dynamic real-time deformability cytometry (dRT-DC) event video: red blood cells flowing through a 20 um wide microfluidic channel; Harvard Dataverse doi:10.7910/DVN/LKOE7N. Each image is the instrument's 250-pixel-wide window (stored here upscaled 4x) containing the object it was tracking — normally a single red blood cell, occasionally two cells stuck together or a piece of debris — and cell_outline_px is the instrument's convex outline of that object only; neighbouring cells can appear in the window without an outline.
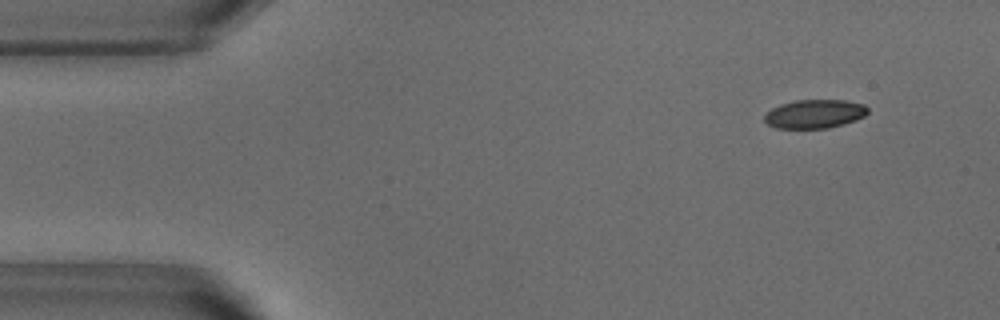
{"species": "common noctule bat (a hibernating species)", "species_latin": "Nyctalus noctula", "temperature_condition": "warm", "stored_images_in_passage": 52, "camera_frame_rate_fps": 3000, "um_per_image_px": 0.085, "animal": {"sex": "male", "body_mass_g": 18.8}, "frame": {"image": 1, "passage_image": 5, "time_ms": 1.333, "image_size_px": [1000, 320], "cell_outline_px": [[868, 112], [864, 116], [856, 120], [844, 124], [828, 128], [776, 128], [768, 124], [764, 120], [764, 116], [772, 108], [780, 104], [796, 100], [844, 100], [864, 104], [868, 108]], "centroid_in_image_um": [69.26, 9.68], "position_along_channel_um": 15.7, "area_um2": 17.28}}
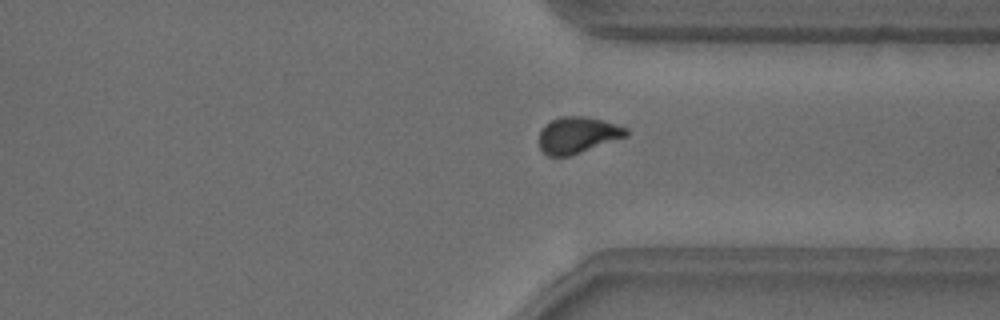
{"frame": {"image": 2, "passage_image": 39, "time_ms": 12.667, "image_size_px": [1000, 320], "cell_outline_px": [[628, 136], [568, 156], [548, 156], [540, 148], [540, 132], [544, 124], [560, 116], [584, 116], [616, 124], [628, 128]], "centroid_in_image_um": [49.1, 11.47], "position_along_channel_um": 362.3, "area_um2": 18.26}}
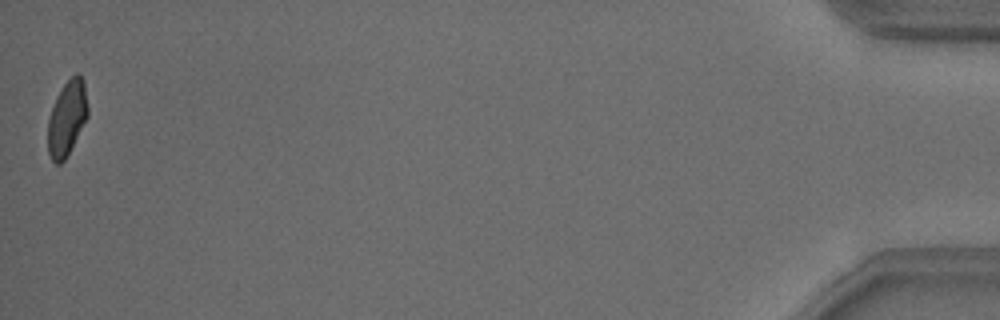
{"frame": {"image": 3, "passage_image": 52, "time_ms": 17.0, "image_size_px": [1000, 320], "cell_outline_px": [[88, 116], [64, 160], [60, 164], [56, 164], [52, 160], [48, 152], [48, 120], [56, 96], [64, 84], [76, 72], [84, 80], [88, 108]], "centroid_in_image_um": [5.69, 10.02], "position_along_channel_um": 429.5, "area_um2": 17.22}, "authors_computed_cell_mechanics": {"area_um2": 18.5538, "velocity_mm_per_s": 3.8416, "shape_relaxation_time_tau1_ms": 4.362, "shape_relaxation_time_tau2_ms": 2.0335, "deformation_change_tau1": 0.1151, "deformation_change_tau2": 0.0504}}